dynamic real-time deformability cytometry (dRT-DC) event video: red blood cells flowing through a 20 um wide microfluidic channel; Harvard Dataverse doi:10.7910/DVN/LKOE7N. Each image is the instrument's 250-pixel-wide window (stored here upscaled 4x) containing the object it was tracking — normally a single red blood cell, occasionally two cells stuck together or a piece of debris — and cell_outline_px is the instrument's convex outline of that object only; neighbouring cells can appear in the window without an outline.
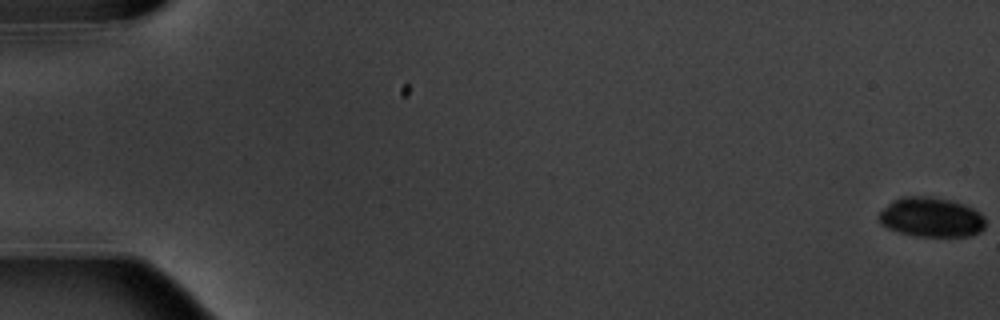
{"species": "common noctule bat (a hibernating species)", "species_latin": "Nyctalus noctula", "temperature_condition": "warm", "stored_images_in_passage": 6, "camera_frame_rate_fps": 3000, "um_per_image_px": 0.085, "animal": {"sex": "male", "body_mass_g": 20.1, "forearm_length_mm": 53.5}, "frame": {"image": 1, "passage_image": 1, "time_ms": 0.0, "image_size_px": [1000, 320], "cell_outline_px": [[984, 228], [980, 232], [968, 236], [916, 236], [900, 232], [888, 228], [880, 224], [880, 212], [892, 200], [904, 196], [932, 196], [952, 200], [964, 204], [980, 212], [984, 216]], "centroid_in_image_um": [79.17, 18.45], "position_along_channel_um": 5.8, "area_um2": 24.62}}
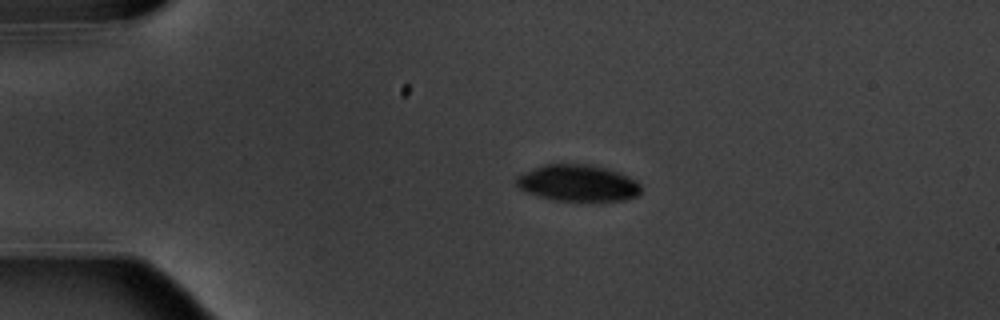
{"frame": {"image": 2, "passage_image": 4, "time_ms": 4.333, "image_size_px": [1000, 320], "cell_outline_px": [[640, 192], [636, 196], [624, 200], [556, 200], [540, 196], [528, 192], [520, 188], [516, 184], [516, 176], [540, 164], [592, 164], [608, 168], [620, 172], [636, 180], [640, 184]], "centroid_in_image_um": [49.12, 15.53], "position_along_channel_um": 35.9, "area_um2": 26.47}}
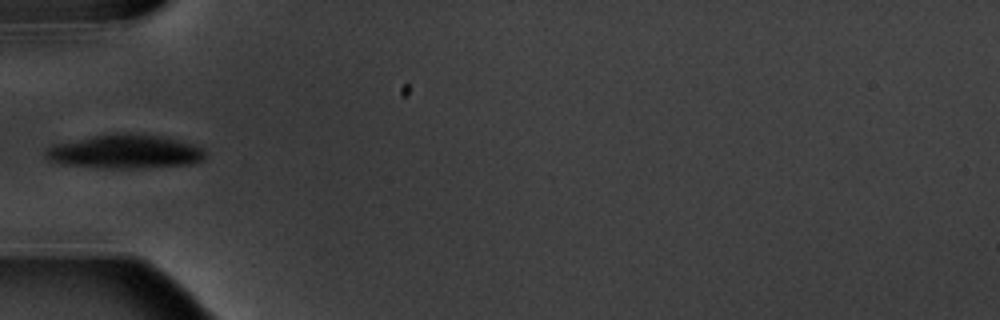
{"frame": {"image": 3, "passage_image": 6, "time_ms": 6.667, "image_size_px": [1000, 320], "cell_outline_px": [[208, 156], [204, 160], [196, 164], [136, 168], [100, 168], [60, 164], [48, 160], [44, 156], [44, 152], [52, 144], [92, 136], [160, 136], [192, 144], [200, 148]], "centroid_in_image_um": [10.6, 12.95], "position_along_channel_um": 74.4, "area_um2": 30.75}}